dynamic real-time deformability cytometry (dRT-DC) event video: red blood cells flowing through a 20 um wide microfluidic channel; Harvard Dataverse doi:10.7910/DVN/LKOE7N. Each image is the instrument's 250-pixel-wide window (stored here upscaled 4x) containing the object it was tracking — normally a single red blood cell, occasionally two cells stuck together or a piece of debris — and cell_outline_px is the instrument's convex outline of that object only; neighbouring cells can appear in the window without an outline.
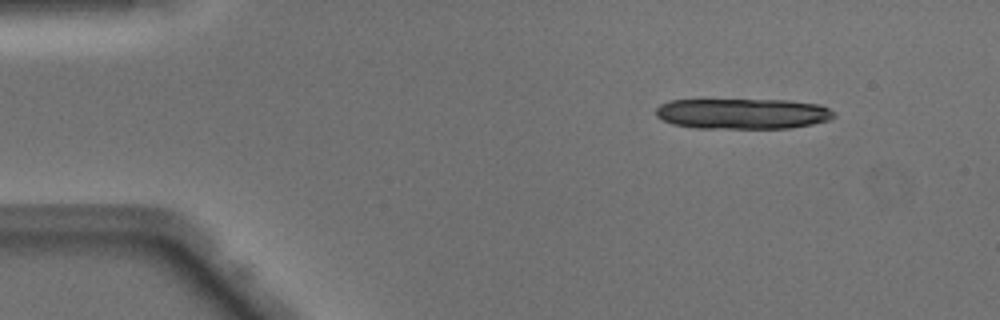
{"species": "Egyptian fruit bat (a non-hibernating species)", "species_latin": "Rousettus aegyptiacus", "temperature_condition": "warm", "stored_images_in_passage": 19, "camera_frame_rate_fps": 3000, "um_per_image_px": 0.085, "animal": {"sex": "male"}, "frame": {"image": 1, "passage_image": 1, "time_ms": 0.0, "image_size_px": [1000, 320], "cell_outline_px": [[836, 116], [828, 120], [812, 124], [788, 128], [696, 128], [672, 124], [656, 116], [656, 108], [660, 104], [668, 100], [788, 100], [820, 104], [828, 108]], "centroid_in_image_um": [63.11, 9.66], "position_along_channel_um": 21.9, "area_um2": 31.73}}
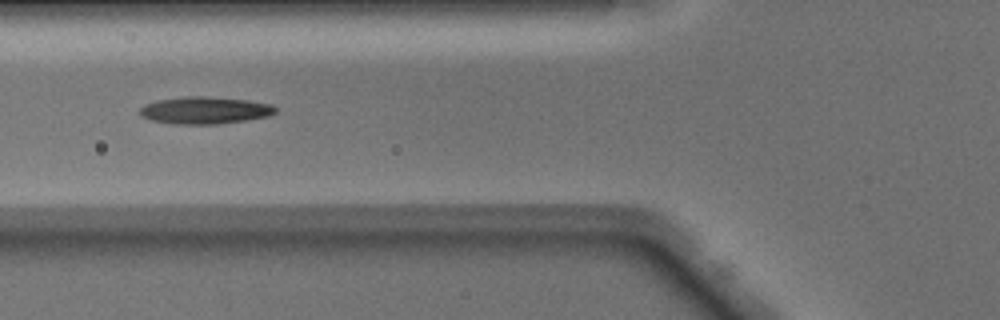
{"frame": {"image": 2, "passage_image": 14, "time_ms": 4.333, "image_size_px": [1000, 320], "cell_outline_px": [[276, 112], [268, 116], [248, 120], [220, 124], [172, 124], [152, 120], [140, 116], [140, 108], [144, 104], [156, 100], [188, 96], [204, 96], [248, 100], [272, 104], [276, 108]], "centroid_in_image_um": [17.41, 9.38], "position_along_channel_um": 108.4, "area_um2": 21.62}}
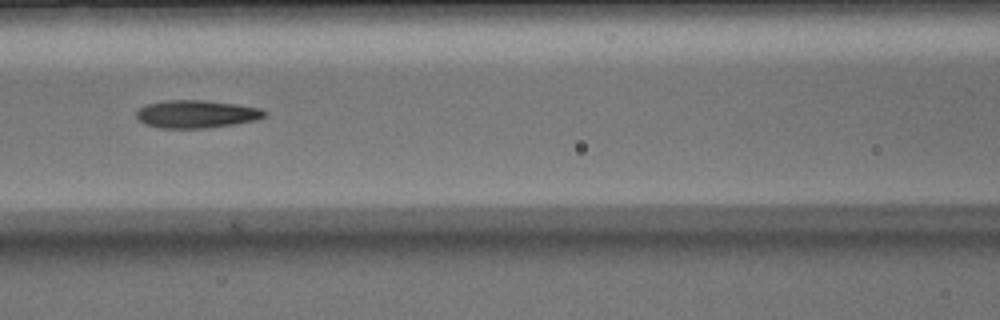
{"frame": {"image": 3, "passage_image": 17, "time_ms": 5.333, "image_size_px": [1000, 320], "cell_outline_px": [[264, 116], [256, 120], [208, 128], [160, 128], [144, 124], [136, 116], [136, 112], [140, 108], [148, 104], [164, 100], [204, 100], [236, 104], [260, 108], [264, 112]], "centroid_in_image_um": [16.66, 9.69], "position_along_channel_um": 149.9, "area_um2": 20.58}}